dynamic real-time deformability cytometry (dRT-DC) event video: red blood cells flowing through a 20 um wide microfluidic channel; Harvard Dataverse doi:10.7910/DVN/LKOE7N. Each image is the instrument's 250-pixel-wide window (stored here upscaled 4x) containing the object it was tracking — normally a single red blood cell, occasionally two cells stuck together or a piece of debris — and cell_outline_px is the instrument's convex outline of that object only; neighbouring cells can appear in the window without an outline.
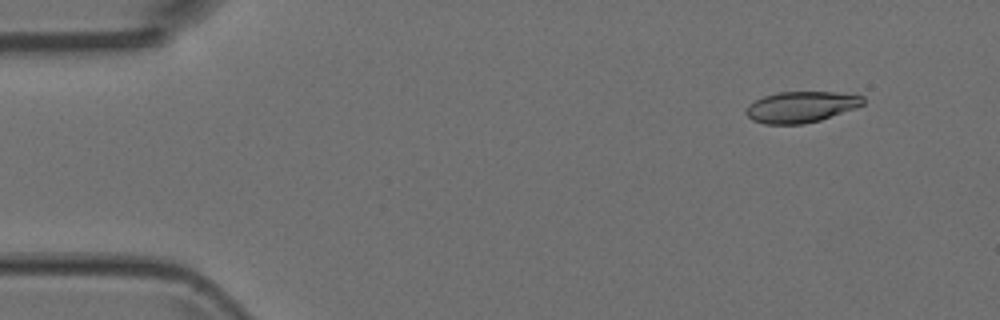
{"species": "Egyptian fruit bat (a non-hibernating species)", "species_latin": "Rousettus aegyptiacus", "temperature_condition": "room temperature", "stored_images_in_passage": 5, "camera_frame_rate_fps": 3000, "um_per_image_px": 0.085, "animal": {"sex": "female"}, "frame": {"image": 1, "passage_image": 2, "time_ms": 0.333, "image_size_px": [1000, 320], "cell_outline_px": [[864, 104], [856, 108], [820, 120], [804, 124], [764, 124], [752, 120], [744, 112], [748, 104], [764, 96], [776, 92], [836, 92], [864, 96]], "centroid_in_image_um": [68.08, 9.09], "position_along_channel_um": 16.9, "area_um2": 21.27}}
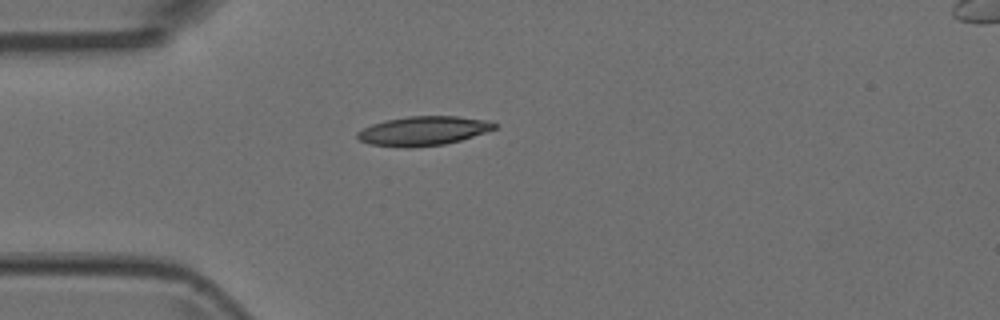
{"frame": {"image": 2, "passage_image": 4, "time_ms": 1.0, "image_size_px": [1000, 320], "cell_outline_px": [[496, 128], [460, 140], [444, 144], [408, 148], [404, 148], [368, 144], [360, 140], [356, 136], [356, 132], [372, 124], [384, 120], [408, 116], [456, 116], [492, 120], [496, 124]], "centroid_in_image_um": [35.95, 11.12], "position_along_channel_um": 49.0, "area_um2": 23.41}}